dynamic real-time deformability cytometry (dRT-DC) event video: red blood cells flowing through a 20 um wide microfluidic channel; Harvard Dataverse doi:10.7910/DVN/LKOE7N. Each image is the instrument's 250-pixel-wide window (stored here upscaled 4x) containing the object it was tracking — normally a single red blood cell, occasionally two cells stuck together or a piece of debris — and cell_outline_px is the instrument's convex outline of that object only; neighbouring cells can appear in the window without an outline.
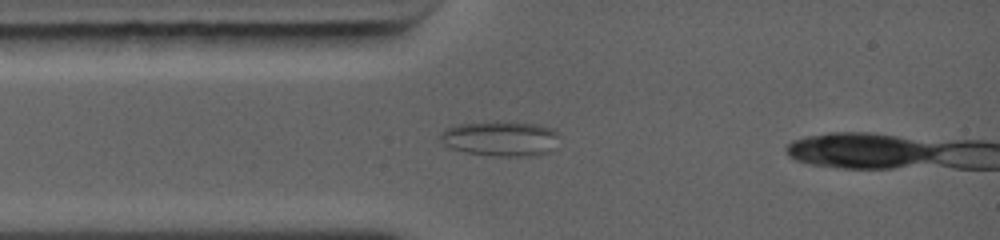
{"species": "common noctule bat (a hibernating species)", "species_latin": "Nyctalus noctula", "temperature_condition": "warm", "stored_images_in_passage": 27, "camera_frame_rate_fps": 5000, "um_per_image_px": 0.085, "animal": {"sex": "female", "body_mass_g": 19.0, "forearm_length_mm": 56.7}, "frame": {"image": 1, "passage_image": 7, "time_ms": 2.6, "image_size_px": [1000, 240], "cell_outline_px": [[556, 136], [540, 152], [516, 156], [504, 156], [468, 152], [452, 148], [440, 140], [440, 136], [448, 128], [460, 124], [532, 124], [548, 128], [556, 132]], "centroid_in_image_um": [42.38, 11.79], "position_along_channel_um": 42.6, "area_um2": 21.62}}
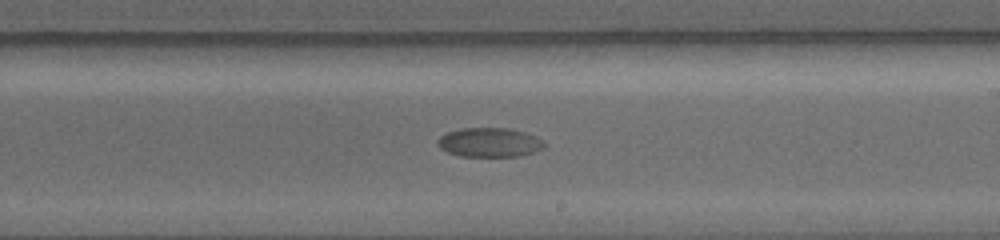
{"frame": {"image": 2, "passage_image": 17, "time_ms": 7.8, "image_size_px": [1000, 240], "cell_outline_px": [[544, 148], [520, 156], [460, 156], [448, 152], [440, 148], [440, 136], [448, 132], [464, 128], [504, 128], [524, 132], [540, 140], [544, 144]], "centroid_in_image_um": [41.59, 12.11], "position_along_channel_um": 247.4, "area_um2": 17.63}}
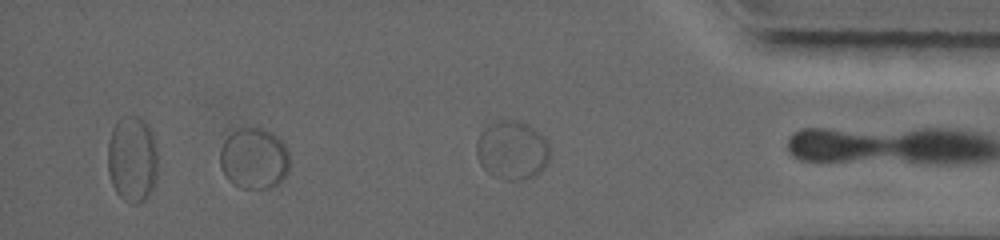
{"frame": {"image": 3, "passage_image": 25, "time_ms": 11.8, "image_size_px": [1000, 240], "cell_outline_px": [[288, 172], [276, 184], [268, 188], [240, 188], [232, 184], [224, 176], [220, 168], [220, 148], [224, 140], [232, 132], [240, 128], [260, 128], [272, 132], [280, 136], [284, 140], [288, 152]], "centroid_in_image_um": [21.58, 13.46], "position_along_channel_um": 413.6, "area_um2": 25.09}}